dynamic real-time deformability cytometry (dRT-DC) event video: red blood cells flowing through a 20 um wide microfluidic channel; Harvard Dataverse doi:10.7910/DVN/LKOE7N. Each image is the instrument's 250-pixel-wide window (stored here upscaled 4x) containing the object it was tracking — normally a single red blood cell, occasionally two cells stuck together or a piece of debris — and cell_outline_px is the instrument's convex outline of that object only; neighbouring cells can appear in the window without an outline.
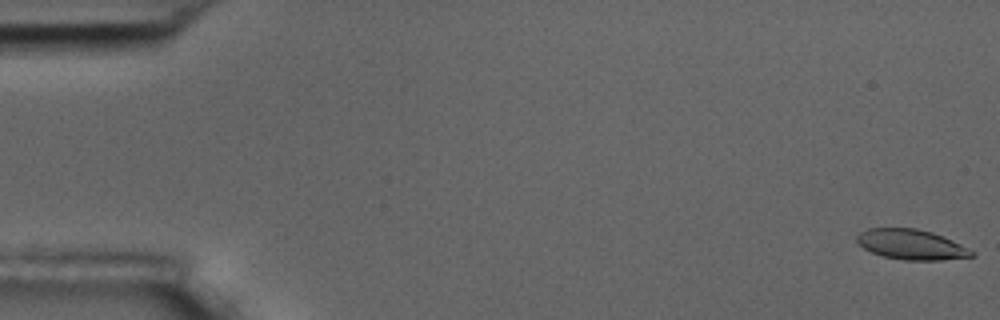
{"species": "common noctule bat (a hibernating species)", "species_latin": "Nyctalus noctula", "temperature_condition": "room temperature", "stored_images_in_passage": 16, "camera_frame_rate_fps": 3000, "um_per_image_px": 0.085, "animal": {"sex": "male", "body_mass_g": 17.5, "forearm_length_mm": 52.3}, "frame": {"image": 1, "passage_image": 1, "time_ms": 0.0, "image_size_px": [1000, 320], "cell_outline_px": [[976, 256], [940, 260], [904, 260], [884, 256], [872, 252], [864, 248], [856, 240], [856, 236], [860, 232], [868, 228], [916, 228], [932, 232], [952, 240], [976, 252]], "centroid_in_image_um": [77.48, 20.78], "position_along_channel_um": 7.5, "area_um2": 20.11}}